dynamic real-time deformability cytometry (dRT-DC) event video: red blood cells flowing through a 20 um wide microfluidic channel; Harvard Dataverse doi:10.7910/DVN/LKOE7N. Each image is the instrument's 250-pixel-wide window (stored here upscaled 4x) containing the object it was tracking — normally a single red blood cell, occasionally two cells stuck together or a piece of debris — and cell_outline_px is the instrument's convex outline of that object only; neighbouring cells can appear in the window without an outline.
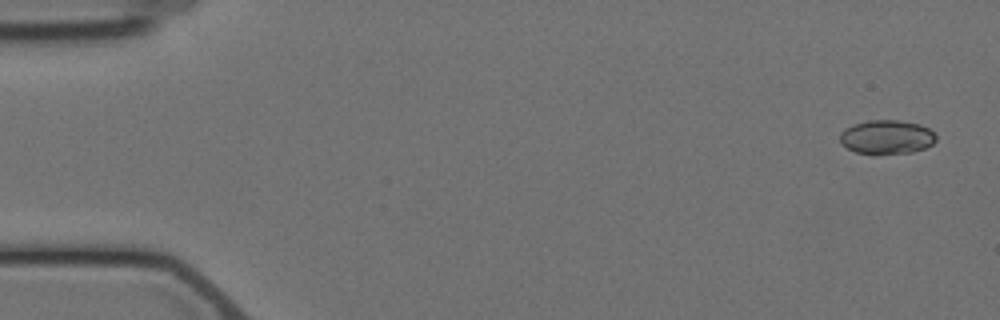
{"species": "Egyptian fruit bat (a non-hibernating species)", "species_latin": "Rousettus aegyptiacus", "temperature_condition": "cold", "stored_images_in_passage": 4, "camera_frame_rate_fps": 3000, "um_per_image_px": 0.085, "animal": {"sex": "female"}, "frame": {"image": 1, "passage_image": 1, "time_ms": 0.0, "image_size_px": [1000, 320], "cell_outline_px": [[936, 140], [932, 144], [924, 148], [912, 152], [876, 156], [872, 156], [856, 152], [848, 148], [840, 140], [840, 132], [844, 128], [852, 124], [868, 120], [900, 120], [920, 124], [928, 128], [936, 136]], "centroid_in_image_um": [75.35, 11.67], "position_along_channel_um": 9.7, "area_um2": 19.48}}
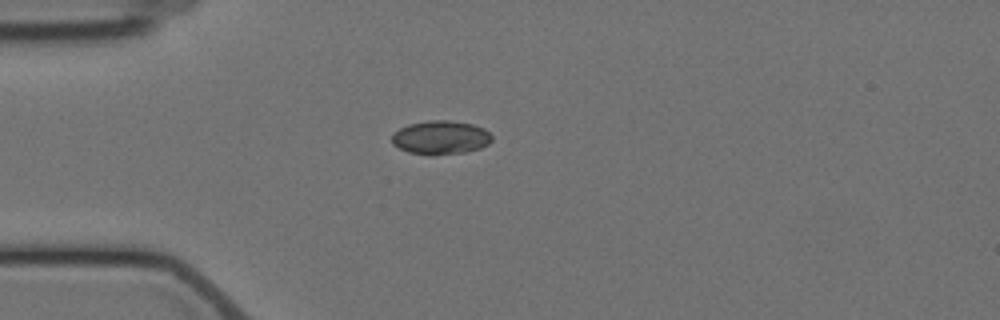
{"frame": {"image": 2, "passage_image": 4, "time_ms": 4.333, "image_size_px": [1000, 320], "cell_outline_px": [[492, 140], [488, 144], [480, 148], [464, 152], [432, 156], [428, 156], [408, 152], [392, 144], [392, 132], [408, 124], [428, 120], [448, 120], [472, 124], [484, 128], [492, 136]], "centroid_in_image_um": [37.43, 11.69], "position_along_channel_um": 47.6, "area_um2": 19.88}}